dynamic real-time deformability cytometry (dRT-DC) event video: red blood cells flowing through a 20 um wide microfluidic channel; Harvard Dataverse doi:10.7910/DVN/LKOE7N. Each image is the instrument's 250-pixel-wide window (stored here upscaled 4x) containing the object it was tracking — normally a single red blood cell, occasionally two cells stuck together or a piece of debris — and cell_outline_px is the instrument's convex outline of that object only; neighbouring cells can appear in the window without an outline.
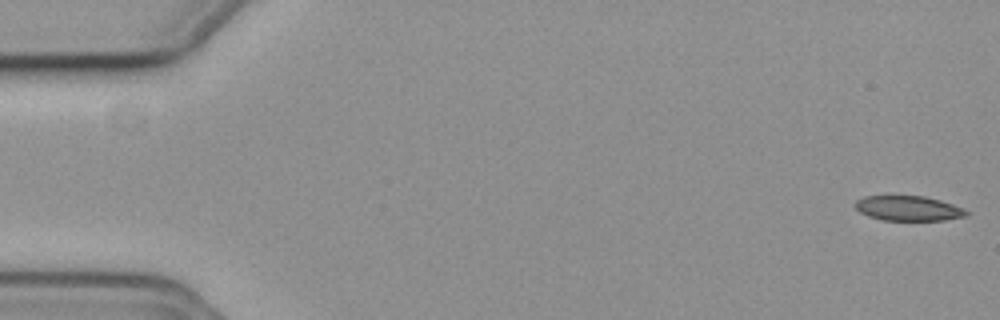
{"species": "common noctule bat (a hibernating species)", "species_latin": "Nyctalus noctula", "temperature_condition": "cold", "stored_images_in_passage": 56, "camera_frame_rate_fps": 3000, "um_per_image_px": 0.085, "animal": {"sex": "female", "body_mass_g": 19.3, "forearm_length_mm": 54.1}, "frame": {"image": 1, "passage_image": 1, "time_ms": 0.0, "image_size_px": [1000, 320], "cell_outline_px": [[968, 212], [964, 216], [944, 220], [884, 220], [868, 216], [860, 212], [856, 208], [856, 200], [864, 196], [924, 196], [940, 200], [952, 204]], "centroid_in_image_um": [77.17, 17.7], "position_along_channel_um": 7.8, "area_um2": 15.84}}
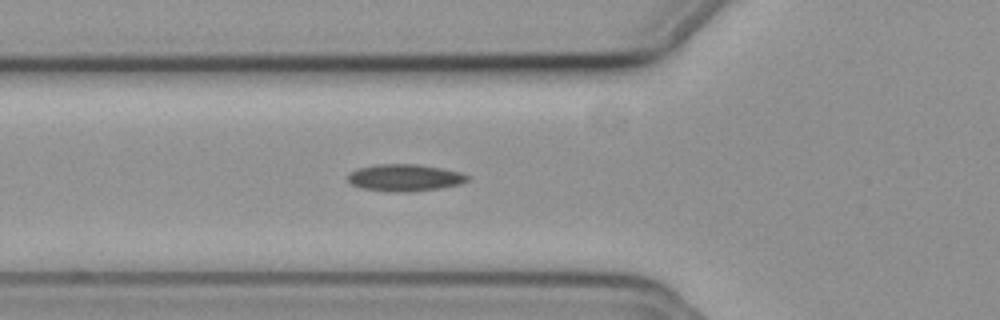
{"frame": {"image": 2, "passage_image": 20, "time_ms": 6.333, "image_size_px": [1000, 320], "cell_outline_px": [[468, 180], [460, 184], [412, 192], [388, 192], [360, 188], [352, 184], [348, 180], [348, 176], [352, 172], [360, 168], [376, 164], [416, 164], [440, 168], [460, 172], [468, 176]], "centroid_in_image_um": [34.38, 15.11], "position_along_channel_um": 91.4, "area_um2": 18.61}}
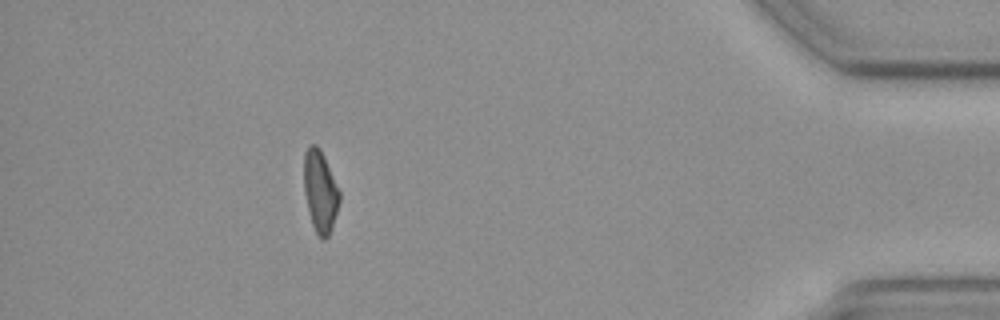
{"frame": {"image": 3, "passage_image": 50, "time_ms": 16.333, "image_size_px": [1000, 320], "cell_outline_px": [[340, 200], [332, 228], [328, 236], [324, 240], [320, 240], [312, 224], [308, 212], [304, 192], [304, 152], [312, 144], [316, 144], [320, 148], [324, 156], [340, 192]], "centroid_in_image_um": [27.21, 16.29], "position_along_channel_um": 408.0, "area_um2": 16.99}}